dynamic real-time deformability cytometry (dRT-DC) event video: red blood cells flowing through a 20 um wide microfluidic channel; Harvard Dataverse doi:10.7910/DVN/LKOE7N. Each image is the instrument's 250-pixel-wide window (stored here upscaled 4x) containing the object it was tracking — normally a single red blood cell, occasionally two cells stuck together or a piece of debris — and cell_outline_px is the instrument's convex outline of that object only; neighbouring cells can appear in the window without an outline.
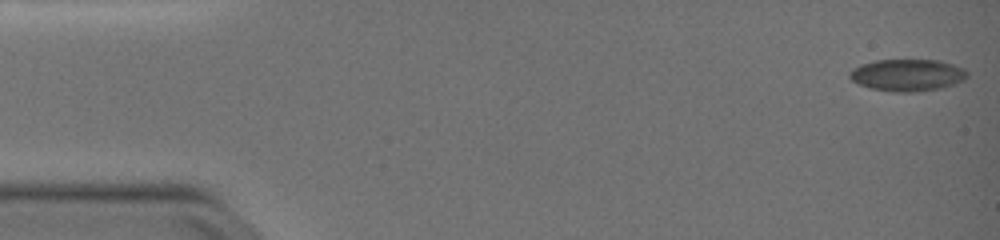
{"species": "common noctule bat (a hibernating species)", "species_latin": "Nyctalus noctula", "temperature_condition": "warm", "stored_images_in_passage": 52, "camera_frame_rate_fps": 3000, "um_per_image_px": 0.085, "animal": {"sex": "female", "body_mass_g": 19.0, "forearm_length_mm": 51.5}, "frame": {"image": 1, "passage_image": 1, "time_ms": 0.0, "image_size_px": [1000, 240], "cell_outline_px": [[968, 76], [964, 80], [940, 88], [912, 92], [892, 92], [868, 88], [852, 80], [848, 76], [848, 72], [852, 68], [860, 64], [876, 60], [940, 60], [964, 68], [968, 72]], "centroid_in_image_um": [77.1, 6.38], "position_along_channel_um": 7.9, "area_um2": 22.02}}
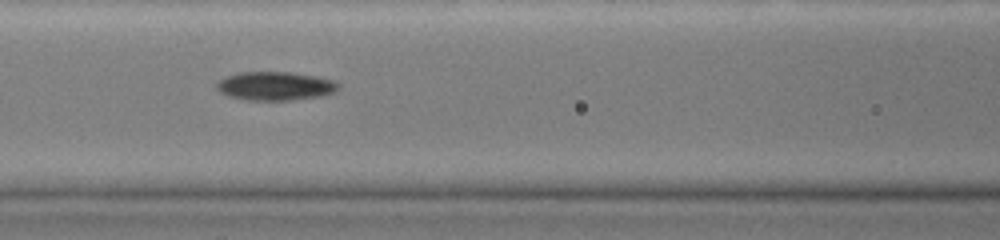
{"frame": {"image": 2, "passage_image": 23, "time_ms": 7.333, "image_size_px": [1000, 240], "cell_outline_px": [[340, 88], [336, 92], [320, 96], [292, 100], [248, 100], [228, 96], [220, 92], [216, 88], [216, 80], [240, 72], [292, 72], [316, 76], [332, 80], [340, 84]], "centroid_in_image_um": [23.4, 7.31], "position_along_channel_um": 143.2, "area_um2": 20.46}}
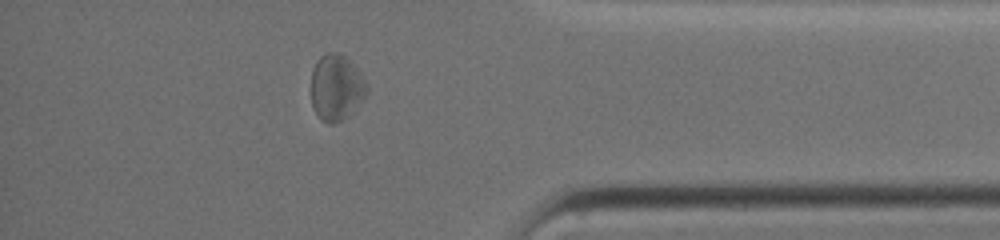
{"frame": {"image": 3, "passage_image": 45, "time_ms": 14.667, "image_size_px": [1000, 240], "cell_outline_px": [[368, 92], [348, 116], [332, 124], [328, 124], [320, 120], [312, 104], [312, 68], [316, 60], [324, 52], [336, 52], [344, 56], [360, 72], [368, 84]], "centroid_in_image_um": [28.58, 7.42], "position_along_channel_um": 406.6, "area_um2": 21.39}, "authors_computed_cell_mechanics": {"area_um2": 20.519, "velocity_mm_per_s": 3.7452, "shape_relaxation_time_tau1_ms": 6.7684, "shape_relaxation_time_tau2_ms": 3.5527, "deformation_change_tau1": 0.1777, "deformation_change_tau2": 0.1054}}